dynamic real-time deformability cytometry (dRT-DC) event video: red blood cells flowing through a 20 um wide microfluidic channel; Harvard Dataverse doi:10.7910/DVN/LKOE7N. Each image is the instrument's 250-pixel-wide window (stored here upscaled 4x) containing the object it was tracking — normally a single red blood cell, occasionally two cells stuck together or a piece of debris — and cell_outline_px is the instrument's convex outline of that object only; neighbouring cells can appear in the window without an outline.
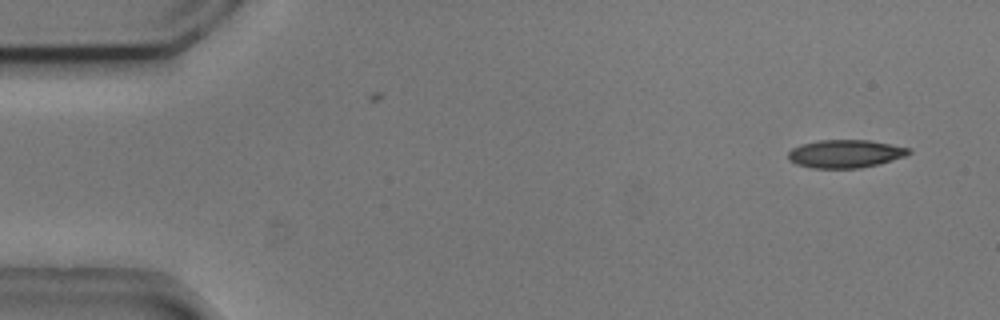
{"species": "common noctule bat (a hibernating species)", "species_latin": "Nyctalus noctula", "temperature_condition": "cold", "stored_images_in_passage": 4, "camera_frame_rate_fps": 3000, "um_per_image_px": 0.085, "animal": {"sex": "male", "body_mass_g": 20.5, "forearm_length_mm": 52.5}, "frame": {"image": 1, "passage_image": 1, "time_ms": 0.0, "image_size_px": [1000, 320], "cell_outline_px": [[912, 152], [904, 156], [880, 164], [860, 168], [812, 168], [796, 164], [788, 160], [788, 152], [792, 148], [804, 144], [820, 140], [868, 140], [912, 148]], "centroid_in_image_um": [71.86, 13.07], "position_along_channel_um": 13.1, "area_um2": 19.71}}
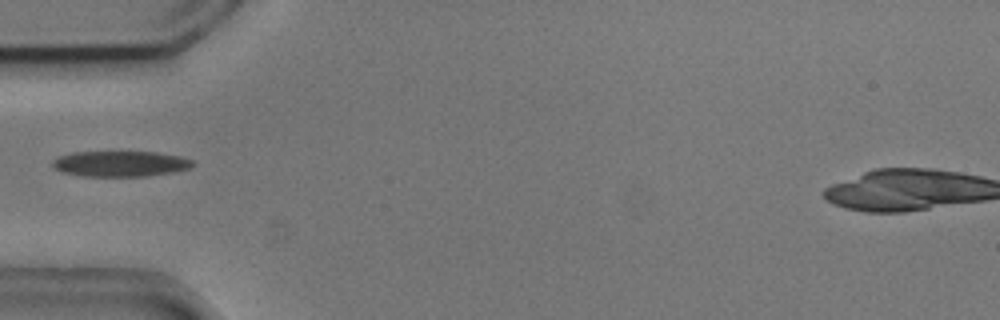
{"frame": {"image": 2, "passage_image": 4, "time_ms": 1.0, "image_size_px": [1000, 320], "cell_outline_px": [[196, 164], [192, 168], [172, 172], [144, 176], [84, 176], [60, 172], [52, 168], [52, 160], [56, 156], [72, 152], [156, 152], [180, 156], [192, 160]], "centroid_in_image_um": [10.19, 13.91], "position_along_channel_um": 74.8, "area_um2": 21.15}}